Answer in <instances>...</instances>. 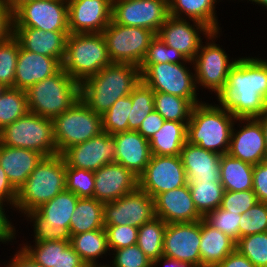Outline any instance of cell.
<instances>
[{"mask_svg":"<svg viewBox=\"0 0 267 267\" xmlns=\"http://www.w3.org/2000/svg\"><path fill=\"white\" fill-rule=\"evenodd\" d=\"M216 99L236 118H257L263 114L267 110V59L238 57Z\"/></svg>","mask_w":267,"mask_h":267,"instance_id":"6da1fadb","label":"cell"},{"mask_svg":"<svg viewBox=\"0 0 267 267\" xmlns=\"http://www.w3.org/2000/svg\"><path fill=\"white\" fill-rule=\"evenodd\" d=\"M140 81L138 66L112 62L80 83V99L96 114L103 115L118 99L130 95Z\"/></svg>","mask_w":267,"mask_h":267,"instance_id":"7a4b0ae2","label":"cell"},{"mask_svg":"<svg viewBox=\"0 0 267 267\" xmlns=\"http://www.w3.org/2000/svg\"><path fill=\"white\" fill-rule=\"evenodd\" d=\"M237 118L220 104L205 101L193 107L187 124V142L203 149L227 154Z\"/></svg>","mask_w":267,"mask_h":267,"instance_id":"3957f363","label":"cell"},{"mask_svg":"<svg viewBox=\"0 0 267 267\" xmlns=\"http://www.w3.org/2000/svg\"><path fill=\"white\" fill-rule=\"evenodd\" d=\"M66 163L61 154L44 157L17 190L14 208L23 216L66 189Z\"/></svg>","mask_w":267,"mask_h":267,"instance_id":"277c9868","label":"cell"},{"mask_svg":"<svg viewBox=\"0 0 267 267\" xmlns=\"http://www.w3.org/2000/svg\"><path fill=\"white\" fill-rule=\"evenodd\" d=\"M29 112L53 120L80 99V83L63 68L27 91Z\"/></svg>","mask_w":267,"mask_h":267,"instance_id":"5b68a950","label":"cell"},{"mask_svg":"<svg viewBox=\"0 0 267 267\" xmlns=\"http://www.w3.org/2000/svg\"><path fill=\"white\" fill-rule=\"evenodd\" d=\"M112 63L102 33L69 34L62 68L77 82Z\"/></svg>","mask_w":267,"mask_h":267,"instance_id":"8992f818","label":"cell"},{"mask_svg":"<svg viewBox=\"0 0 267 267\" xmlns=\"http://www.w3.org/2000/svg\"><path fill=\"white\" fill-rule=\"evenodd\" d=\"M79 197L63 190L52 200L38 209L27 212L24 217L33 223L34 242L66 240L70 241V220Z\"/></svg>","mask_w":267,"mask_h":267,"instance_id":"52a82bcc","label":"cell"},{"mask_svg":"<svg viewBox=\"0 0 267 267\" xmlns=\"http://www.w3.org/2000/svg\"><path fill=\"white\" fill-rule=\"evenodd\" d=\"M0 143L5 146L30 149L44 157L57 155L53 121L28 112L0 130Z\"/></svg>","mask_w":267,"mask_h":267,"instance_id":"ba28073f","label":"cell"},{"mask_svg":"<svg viewBox=\"0 0 267 267\" xmlns=\"http://www.w3.org/2000/svg\"><path fill=\"white\" fill-rule=\"evenodd\" d=\"M52 121L58 154L103 132L102 115L92 111L81 99Z\"/></svg>","mask_w":267,"mask_h":267,"instance_id":"9c48e42d","label":"cell"},{"mask_svg":"<svg viewBox=\"0 0 267 267\" xmlns=\"http://www.w3.org/2000/svg\"><path fill=\"white\" fill-rule=\"evenodd\" d=\"M220 32L212 31L192 60L197 90L202 86V89L214 92L216 97L225 88L229 71L237 61V58L229 59L224 48L215 43L218 40L216 38L220 37Z\"/></svg>","mask_w":267,"mask_h":267,"instance_id":"30bf717a","label":"cell"},{"mask_svg":"<svg viewBox=\"0 0 267 267\" xmlns=\"http://www.w3.org/2000/svg\"><path fill=\"white\" fill-rule=\"evenodd\" d=\"M191 60L183 63L140 64L141 80L154 92L180 96L187 100H199L195 74Z\"/></svg>","mask_w":267,"mask_h":267,"instance_id":"8fae6325","label":"cell"},{"mask_svg":"<svg viewBox=\"0 0 267 267\" xmlns=\"http://www.w3.org/2000/svg\"><path fill=\"white\" fill-rule=\"evenodd\" d=\"M102 35L112 62L139 67L156 33L142 27L119 25L112 20Z\"/></svg>","mask_w":267,"mask_h":267,"instance_id":"7c38bea8","label":"cell"},{"mask_svg":"<svg viewBox=\"0 0 267 267\" xmlns=\"http://www.w3.org/2000/svg\"><path fill=\"white\" fill-rule=\"evenodd\" d=\"M13 27H31L43 31H69L67 0H33L13 13Z\"/></svg>","mask_w":267,"mask_h":267,"instance_id":"4fadbf2b","label":"cell"},{"mask_svg":"<svg viewBox=\"0 0 267 267\" xmlns=\"http://www.w3.org/2000/svg\"><path fill=\"white\" fill-rule=\"evenodd\" d=\"M169 17V0H112V20L158 33Z\"/></svg>","mask_w":267,"mask_h":267,"instance_id":"5bb4252c","label":"cell"},{"mask_svg":"<svg viewBox=\"0 0 267 267\" xmlns=\"http://www.w3.org/2000/svg\"><path fill=\"white\" fill-rule=\"evenodd\" d=\"M156 217L154 198L137 187L112 202L104 203L103 224L141 227Z\"/></svg>","mask_w":267,"mask_h":267,"instance_id":"9a60e30c","label":"cell"},{"mask_svg":"<svg viewBox=\"0 0 267 267\" xmlns=\"http://www.w3.org/2000/svg\"><path fill=\"white\" fill-rule=\"evenodd\" d=\"M188 184L180 155H152L144 172L138 177V187L152 198Z\"/></svg>","mask_w":267,"mask_h":267,"instance_id":"2e32d148","label":"cell"},{"mask_svg":"<svg viewBox=\"0 0 267 267\" xmlns=\"http://www.w3.org/2000/svg\"><path fill=\"white\" fill-rule=\"evenodd\" d=\"M201 220L167 224L163 256L201 267Z\"/></svg>","mask_w":267,"mask_h":267,"instance_id":"e0dca14e","label":"cell"},{"mask_svg":"<svg viewBox=\"0 0 267 267\" xmlns=\"http://www.w3.org/2000/svg\"><path fill=\"white\" fill-rule=\"evenodd\" d=\"M61 155L67 166L95 172L115 162L114 136L103 131L83 143L67 148Z\"/></svg>","mask_w":267,"mask_h":267,"instance_id":"ac0fdd59","label":"cell"},{"mask_svg":"<svg viewBox=\"0 0 267 267\" xmlns=\"http://www.w3.org/2000/svg\"><path fill=\"white\" fill-rule=\"evenodd\" d=\"M211 32L212 30L201 22L169 16L156 35L167 46L192 61L200 49L203 37L207 38Z\"/></svg>","mask_w":267,"mask_h":267,"instance_id":"d6986e66","label":"cell"},{"mask_svg":"<svg viewBox=\"0 0 267 267\" xmlns=\"http://www.w3.org/2000/svg\"><path fill=\"white\" fill-rule=\"evenodd\" d=\"M71 34L102 33L112 21V0H67Z\"/></svg>","mask_w":267,"mask_h":267,"instance_id":"ffe728a7","label":"cell"},{"mask_svg":"<svg viewBox=\"0 0 267 267\" xmlns=\"http://www.w3.org/2000/svg\"><path fill=\"white\" fill-rule=\"evenodd\" d=\"M237 121L239 129L233 126L228 154L253 166L264 162L267 150L260 122L256 118H237Z\"/></svg>","mask_w":267,"mask_h":267,"instance_id":"44dd1931","label":"cell"},{"mask_svg":"<svg viewBox=\"0 0 267 267\" xmlns=\"http://www.w3.org/2000/svg\"><path fill=\"white\" fill-rule=\"evenodd\" d=\"M94 179L93 198L102 203L115 201L138 187V177L115 162L96 170Z\"/></svg>","mask_w":267,"mask_h":267,"instance_id":"7402d4cb","label":"cell"},{"mask_svg":"<svg viewBox=\"0 0 267 267\" xmlns=\"http://www.w3.org/2000/svg\"><path fill=\"white\" fill-rule=\"evenodd\" d=\"M156 217L165 223L195 222L204 217L198 212L188 184L154 197Z\"/></svg>","mask_w":267,"mask_h":267,"instance_id":"603a6c76","label":"cell"},{"mask_svg":"<svg viewBox=\"0 0 267 267\" xmlns=\"http://www.w3.org/2000/svg\"><path fill=\"white\" fill-rule=\"evenodd\" d=\"M69 31H43L31 27H13L12 35L20 46L33 53L57 58L63 63Z\"/></svg>","mask_w":267,"mask_h":267,"instance_id":"cb8c5ba5","label":"cell"},{"mask_svg":"<svg viewBox=\"0 0 267 267\" xmlns=\"http://www.w3.org/2000/svg\"><path fill=\"white\" fill-rule=\"evenodd\" d=\"M61 68L62 63L57 58L29 52L20 46L14 88L27 91L35 83L56 74Z\"/></svg>","mask_w":267,"mask_h":267,"instance_id":"d4e9b609","label":"cell"},{"mask_svg":"<svg viewBox=\"0 0 267 267\" xmlns=\"http://www.w3.org/2000/svg\"><path fill=\"white\" fill-rule=\"evenodd\" d=\"M115 140V163L123 165L139 177L152 156L149 141L137 131L113 134Z\"/></svg>","mask_w":267,"mask_h":267,"instance_id":"484cf974","label":"cell"},{"mask_svg":"<svg viewBox=\"0 0 267 267\" xmlns=\"http://www.w3.org/2000/svg\"><path fill=\"white\" fill-rule=\"evenodd\" d=\"M180 157L188 183L202 180L220 181V154L186 142L181 149Z\"/></svg>","mask_w":267,"mask_h":267,"instance_id":"4316f807","label":"cell"},{"mask_svg":"<svg viewBox=\"0 0 267 267\" xmlns=\"http://www.w3.org/2000/svg\"><path fill=\"white\" fill-rule=\"evenodd\" d=\"M43 158L44 156L36 151L5 146L0 143V166L16 190L27 181Z\"/></svg>","mask_w":267,"mask_h":267,"instance_id":"83f0119b","label":"cell"},{"mask_svg":"<svg viewBox=\"0 0 267 267\" xmlns=\"http://www.w3.org/2000/svg\"><path fill=\"white\" fill-rule=\"evenodd\" d=\"M199 249L201 267H214L236 249V242L203 218Z\"/></svg>","mask_w":267,"mask_h":267,"instance_id":"f1b7e54d","label":"cell"},{"mask_svg":"<svg viewBox=\"0 0 267 267\" xmlns=\"http://www.w3.org/2000/svg\"><path fill=\"white\" fill-rule=\"evenodd\" d=\"M221 0H169V16L191 19L208 26L212 31H222L218 25L216 5Z\"/></svg>","mask_w":267,"mask_h":267,"instance_id":"f546056e","label":"cell"},{"mask_svg":"<svg viewBox=\"0 0 267 267\" xmlns=\"http://www.w3.org/2000/svg\"><path fill=\"white\" fill-rule=\"evenodd\" d=\"M188 122L166 121L158 132L148 141L152 155H180L181 149L187 142Z\"/></svg>","mask_w":267,"mask_h":267,"instance_id":"4dcf8cb0","label":"cell"},{"mask_svg":"<svg viewBox=\"0 0 267 267\" xmlns=\"http://www.w3.org/2000/svg\"><path fill=\"white\" fill-rule=\"evenodd\" d=\"M70 244L88 267L104 266L98 259L111 254L105 228L72 235Z\"/></svg>","mask_w":267,"mask_h":267,"instance_id":"1f68e13d","label":"cell"},{"mask_svg":"<svg viewBox=\"0 0 267 267\" xmlns=\"http://www.w3.org/2000/svg\"><path fill=\"white\" fill-rule=\"evenodd\" d=\"M220 181L227 191H244L253 189L254 166L230 156L228 153L220 158Z\"/></svg>","mask_w":267,"mask_h":267,"instance_id":"d6a6232c","label":"cell"},{"mask_svg":"<svg viewBox=\"0 0 267 267\" xmlns=\"http://www.w3.org/2000/svg\"><path fill=\"white\" fill-rule=\"evenodd\" d=\"M104 203L95 198H79L70 220V235L103 229Z\"/></svg>","mask_w":267,"mask_h":267,"instance_id":"836d02e7","label":"cell"},{"mask_svg":"<svg viewBox=\"0 0 267 267\" xmlns=\"http://www.w3.org/2000/svg\"><path fill=\"white\" fill-rule=\"evenodd\" d=\"M201 102L154 92V108L166 121L189 122L193 107Z\"/></svg>","mask_w":267,"mask_h":267,"instance_id":"e575fe53","label":"cell"},{"mask_svg":"<svg viewBox=\"0 0 267 267\" xmlns=\"http://www.w3.org/2000/svg\"><path fill=\"white\" fill-rule=\"evenodd\" d=\"M191 197L198 212L205 217L222 204L224 187L221 181H200L188 183Z\"/></svg>","mask_w":267,"mask_h":267,"instance_id":"d590c367","label":"cell"},{"mask_svg":"<svg viewBox=\"0 0 267 267\" xmlns=\"http://www.w3.org/2000/svg\"><path fill=\"white\" fill-rule=\"evenodd\" d=\"M167 227L161 218L155 217L138 228L137 245L154 262L163 256V240Z\"/></svg>","mask_w":267,"mask_h":267,"instance_id":"8d00e7d4","label":"cell"},{"mask_svg":"<svg viewBox=\"0 0 267 267\" xmlns=\"http://www.w3.org/2000/svg\"><path fill=\"white\" fill-rule=\"evenodd\" d=\"M29 112L26 91L6 87L0 93V130Z\"/></svg>","mask_w":267,"mask_h":267,"instance_id":"74e56055","label":"cell"},{"mask_svg":"<svg viewBox=\"0 0 267 267\" xmlns=\"http://www.w3.org/2000/svg\"><path fill=\"white\" fill-rule=\"evenodd\" d=\"M132 110L128 119V131H137L143 120L154 108V91L142 80L130 93Z\"/></svg>","mask_w":267,"mask_h":267,"instance_id":"f35d334b","label":"cell"},{"mask_svg":"<svg viewBox=\"0 0 267 267\" xmlns=\"http://www.w3.org/2000/svg\"><path fill=\"white\" fill-rule=\"evenodd\" d=\"M132 110L131 96L118 99L111 108L102 115V130L111 135L128 131V119Z\"/></svg>","mask_w":267,"mask_h":267,"instance_id":"ab89813d","label":"cell"},{"mask_svg":"<svg viewBox=\"0 0 267 267\" xmlns=\"http://www.w3.org/2000/svg\"><path fill=\"white\" fill-rule=\"evenodd\" d=\"M19 47L20 43L13 35L0 42V85L4 88L14 87Z\"/></svg>","mask_w":267,"mask_h":267,"instance_id":"60d3db41","label":"cell"},{"mask_svg":"<svg viewBox=\"0 0 267 267\" xmlns=\"http://www.w3.org/2000/svg\"><path fill=\"white\" fill-rule=\"evenodd\" d=\"M236 250L255 267H267V232L240 237L236 242Z\"/></svg>","mask_w":267,"mask_h":267,"instance_id":"b9f144b4","label":"cell"},{"mask_svg":"<svg viewBox=\"0 0 267 267\" xmlns=\"http://www.w3.org/2000/svg\"><path fill=\"white\" fill-rule=\"evenodd\" d=\"M65 179L66 190L79 198H93L95 184L93 171L72 168L66 165Z\"/></svg>","mask_w":267,"mask_h":267,"instance_id":"7bdbcfd3","label":"cell"},{"mask_svg":"<svg viewBox=\"0 0 267 267\" xmlns=\"http://www.w3.org/2000/svg\"><path fill=\"white\" fill-rule=\"evenodd\" d=\"M267 232V203L257 202L241 214L239 238L256 233Z\"/></svg>","mask_w":267,"mask_h":267,"instance_id":"ee69618b","label":"cell"},{"mask_svg":"<svg viewBox=\"0 0 267 267\" xmlns=\"http://www.w3.org/2000/svg\"><path fill=\"white\" fill-rule=\"evenodd\" d=\"M19 246H22L21 248L39 265L58 267L59 240L35 242L34 245L27 241V243L19 244Z\"/></svg>","mask_w":267,"mask_h":267,"instance_id":"f6af8a7d","label":"cell"},{"mask_svg":"<svg viewBox=\"0 0 267 267\" xmlns=\"http://www.w3.org/2000/svg\"><path fill=\"white\" fill-rule=\"evenodd\" d=\"M186 60L181 52L167 46L159 36L155 35L141 64L183 63Z\"/></svg>","mask_w":267,"mask_h":267,"instance_id":"bcb514c9","label":"cell"},{"mask_svg":"<svg viewBox=\"0 0 267 267\" xmlns=\"http://www.w3.org/2000/svg\"><path fill=\"white\" fill-rule=\"evenodd\" d=\"M112 261L104 264L107 267H153V262L145 255L139 246L132 245L110 252Z\"/></svg>","mask_w":267,"mask_h":267,"instance_id":"7dc6e473","label":"cell"},{"mask_svg":"<svg viewBox=\"0 0 267 267\" xmlns=\"http://www.w3.org/2000/svg\"><path fill=\"white\" fill-rule=\"evenodd\" d=\"M241 215L218 207L209 212L204 219L214 228L220 230L235 242L239 239V223Z\"/></svg>","mask_w":267,"mask_h":267,"instance_id":"c3c4849f","label":"cell"},{"mask_svg":"<svg viewBox=\"0 0 267 267\" xmlns=\"http://www.w3.org/2000/svg\"><path fill=\"white\" fill-rule=\"evenodd\" d=\"M110 251L136 245L138 228L129 225H105Z\"/></svg>","mask_w":267,"mask_h":267,"instance_id":"681fc988","label":"cell"},{"mask_svg":"<svg viewBox=\"0 0 267 267\" xmlns=\"http://www.w3.org/2000/svg\"><path fill=\"white\" fill-rule=\"evenodd\" d=\"M258 202L253 190L224 191L221 208L233 213L243 214Z\"/></svg>","mask_w":267,"mask_h":267,"instance_id":"f907efd6","label":"cell"},{"mask_svg":"<svg viewBox=\"0 0 267 267\" xmlns=\"http://www.w3.org/2000/svg\"><path fill=\"white\" fill-rule=\"evenodd\" d=\"M58 267H88L80 255L73 249L70 241L59 240Z\"/></svg>","mask_w":267,"mask_h":267,"instance_id":"816d5d0a","label":"cell"},{"mask_svg":"<svg viewBox=\"0 0 267 267\" xmlns=\"http://www.w3.org/2000/svg\"><path fill=\"white\" fill-rule=\"evenodd\" d=\"M253 191L259 202L267 203V163L261 162L253 168Z\"/></svg>","mask_w":267,"mask_h":267,"instance_id":"f5cc1de1","label":"cell"},{"mask_svg":"<svg viewBox=\"0 0 267 267\" xmlns=\"http://www.w3.org/2000/svg\"><path fill=\"white\" fill-rule=\"evenodd\" d=\"M8 206L11 205L7 202L0 201V242L3 244L12 243V240L16 239V228L12 224L13 222L8 219L9 215L5 212V210L9 209ZM4 207H7V209Z\"/></svg>","mask_w":267,"mask_h":267,"instance_id":"db71d44e","label":"cell"},{"mask_svg":"<svg viewBox=\"0 0 267 267\" xmlns=\"http://www.w3.org/2000/svg\"><path fill=\"white\" fill-rule=\"evenodd\" d=\"M164 122L165 119L156 110H153L143 120L137 132L142 137L149 140L156 132L160 130Z\"/></svg>","mask_w":267,"mask_h":267,"instance_id":"11a10c76","label":"cell"},{"mask_svg":"<svg viewBox=\"0 0 267 267\" xmlns=\"http://www.w3.org/2000/svg\"><path fill=\"white\" fill-rule=\"evenodd\" d=\"M13 33L12 12L7 5L0 0V42L8 39Z\"/></svg>","mask_w":267,"mask_h":267,"instance_id":"9f6ffc18","label":"cell"},{"mask_svg":"<svg viewBox=\"0 0 267 267\" xmlns=\"http://www.w3.org/2000/svg\"><path fill=\"white\" fill-rule=\"evenodd\" d=\"M16 196L17 190L11 185L5 171L0 166V201L9 203L11 205L9 208L15 210Z\"/></svg>","mask_w":267,"mask_h":267,"instance_id":"6f0895ef","label":"cell"},{"mask_svg":"<svg viewBox=\"0 0 267 267\" xmlns=\"http://www.w3.org/2000/svg\"><path fill=\"white\" fill-rule=\"evenodd\" d=\"M214 267H255L253 263L238 250H234Z\"/></svg>","mask_w":267,"mask_h":267,"instance_id":"680465c9","label":"cell"},{"mask_svg":"<svg viewBox=\"0 0 267 267\" xmlns=\"http://www.w3.org/2000/svg\"><path fill=\"white\" fill-rule=\"evenodd\" d=\"M14 256V257H13ZM5 267H43L35 262L20 246Z\"/></svg>","mask_w":267,"mask_h":267,"instance_id":"91938a15","label":"cell"},{"mask_svg":"<svg viewBox=\"0 0 267 267\" xmlns=\"http://www.w3.org/2000/svg\"><path fill=\"white\" fill-rule=\"evenodd\" d=\"M163 263L164 267H194L188 262H182L177 259L168 258L166 256H161L153 262V267H158Z\"/></svg>","mask_w":267,"mask_h":267,"instance_id":"94428289","label":"cell"},{"mask_svg":"<svg viewBox=\"0 0 267 267\" xmlns=\"http://www.w3.org/2000/svg\"><path fill=\"white\" fill-rule=\"evenodd\" d=\"M13 13L23 3L33 0H2Z\"/></svg>","mask_w":267,"mask_h":267,"instance_id":"6125c7cd","label":"cell"},{"mask_svg":"<svg viewBox=\"0 0 267 267\" xmlns=\"http://www.w3.org/2000/svg\"><path fill=\"white\" fill-rule=\"evenodd\" d=\"M256 119L260 122L262 126L264 132L266 150H267V110L263 114L258 116Z\"/></svg>","mask_w":267,"mask_h":267,"instance_id":"be15d7a7","label":"cell"},{"mask_svg":"<svg viewBox=\"0 0 267 267\" xmlns=\"http://www.w3.org/2000/svg\"><path fill=\"white\" fill-rule=\"evenodd\" d=\"M256 3L257 5H262V7H265L267 9V0H247V2Z\"/></svg>","mask_w":267,"mask_h":267,"instance_id":"e7e4bbea","label":"cell"},{"mask_svg":"<svg viewBox=\"0 0 267 267\" xmlns=\"http://www.w3.org/2000/svg\"><path fill=\"white\" fill-rule=\"evenodd\" d=\"M3 88H4V87L0 85V93H1V91L3 90Z\"/></svg>","mask_w":267,"mask_h":267,"instance_id":"03108f58","label":"cell"}]
</instances>
